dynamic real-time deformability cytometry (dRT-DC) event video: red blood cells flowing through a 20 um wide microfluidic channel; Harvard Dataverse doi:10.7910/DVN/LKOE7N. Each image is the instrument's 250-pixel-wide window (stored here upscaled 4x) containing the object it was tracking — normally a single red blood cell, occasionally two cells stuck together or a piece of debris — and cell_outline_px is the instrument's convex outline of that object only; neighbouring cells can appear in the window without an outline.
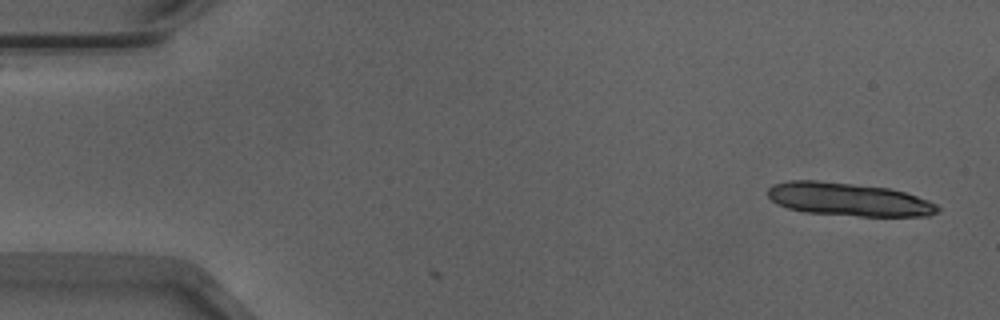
{"species": "Egyptian fruit bat (a non-hibernating species)", "species_latin": "Rousettus aegyptiacus", "temperature_condition": "warm", "stored_images_in_passage": 2, "camera_frame_rate_fps": 3000, "um_per_image_px": 0.085, "animal": {"sex": "male"}, "frame": {"image": 1, "passage_image": 2, "time_ms": 0.333, "image_size_px": [1000, 320], "cell_outline_px": [[940, 208], [936, 212], [928, 216], [860, 216], [808, 212], [788, 208], [776, 204], [768, 196], [768, 188], [776, 184], [788, 180], [816, 180], [888, 188], [904, 192], [928, 200], [936, 204]], "centroid_in_image_um": [72.12, 16.95], "position_along_channel_um": 12.9, "area_um2": 32.48}}